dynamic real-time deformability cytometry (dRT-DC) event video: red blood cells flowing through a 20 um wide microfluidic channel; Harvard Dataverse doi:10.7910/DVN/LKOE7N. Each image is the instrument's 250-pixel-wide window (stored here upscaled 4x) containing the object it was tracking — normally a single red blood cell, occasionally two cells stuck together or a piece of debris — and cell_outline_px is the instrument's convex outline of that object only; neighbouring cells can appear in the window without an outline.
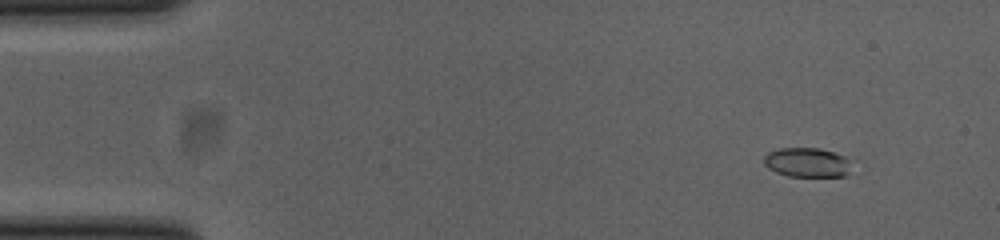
{"species": "common noctule bat (a hibernating species)", "species_latin": "Nyctalus noctula", "temperature_condition": "cold", "stored_images_in_passage": 49, "camera_frame_rate_fps": 3000, "um_per_image_px": 0.085, "animal": {"sex": "female", "body_mass_g": 23.0, "forearm_length_mm": 53.4}, "frame": {"image": 1, "passage_image": 6, "time_ms": 1.667, "image_size_px": [1000, 240], "cell_outline_px": [[848, 172], [844, 176], [788, 176], [776, 172], [768, 168], [764, 164], [764, 156], [768, 152], [780, 148], [820, 148], [844, 156], [848, 160]], "centroid_in_image_um": [68.55, 13.8], "position_along_channel_um": 16.5, "area_um2": 14.8}}
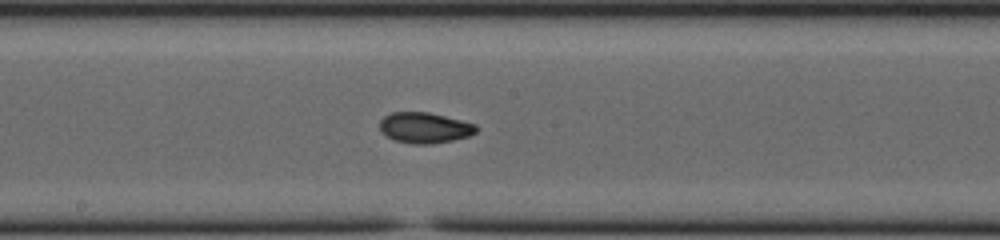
{"frame": {"image": 2, "passage_image": 29, "time_ms": 9.333, "image_size_px": [1000, 240], "cell_outline_px": [[480, 128], [476, 132], [468, 136], [452, 140], [432, 144], [412, 144], [396, 140], [380, 132], [380, 120], [384, 116], [392, 112], [428, 112], [476, 124]], "centroid_in_image_um": [36.1, 10.86], "position_along_channel_um": 212.1, "area_um2": 17.22}}
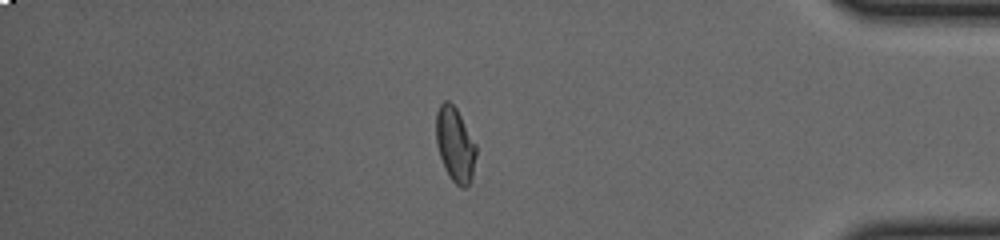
{"frame": {"image": 3, "passage_image": 46, "time_ms": 15.0, "image_size_px": [1000, 240], "cell_outline_px": [[476, 156], [472, 176], [468, 184], [464, 188], [460, 188], [452, 180], [440, 156], [436, 144], [436, 112], [440, 104], [444, 100], [448, 100], [456, 108], [476, 144]], "centroid_in_image_um": [38.68, 12.26], "position_along_channel_um": 396.5, "area_um2": 17.17}}